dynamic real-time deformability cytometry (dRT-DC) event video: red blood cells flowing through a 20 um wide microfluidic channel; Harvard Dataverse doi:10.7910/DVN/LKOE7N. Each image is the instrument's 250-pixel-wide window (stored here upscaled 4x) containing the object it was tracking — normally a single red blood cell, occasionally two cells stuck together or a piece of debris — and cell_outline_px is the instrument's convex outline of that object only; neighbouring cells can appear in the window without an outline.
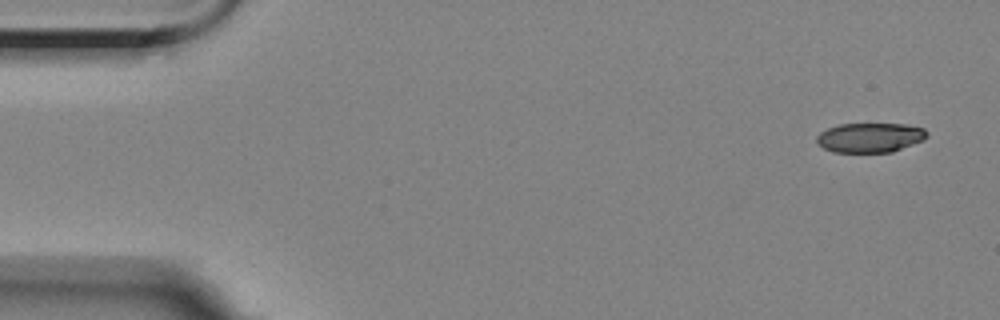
{"species": "Egyptian fruit bat (a non-hibernating species)", "species_latin": "Rousettus aegyptiacus", "temperature_condition": "room temperature", "stored_images_in_passage": 5, "camera_frame_rate_fps": 3000, "um_per_image_px": 0.085, "animal": {"sex": "female"}, "frame": {"image": 1, "passage_image": 1, "time_ms": 0.0, "image_size_px": [1000, 320], "cell_outline_px": [[928, 136], [924, 140], [892, 152], [832, 152], [824, 148], [816, 140], [816, 136], [820, 132], [828, 128], [840, 124], [908, 124], [924, 128], [928, 132]], "centroid_in_image_um": [73.98, 11.69], "position_along_channel_um": 11.0, "area_um2": 19.07}}